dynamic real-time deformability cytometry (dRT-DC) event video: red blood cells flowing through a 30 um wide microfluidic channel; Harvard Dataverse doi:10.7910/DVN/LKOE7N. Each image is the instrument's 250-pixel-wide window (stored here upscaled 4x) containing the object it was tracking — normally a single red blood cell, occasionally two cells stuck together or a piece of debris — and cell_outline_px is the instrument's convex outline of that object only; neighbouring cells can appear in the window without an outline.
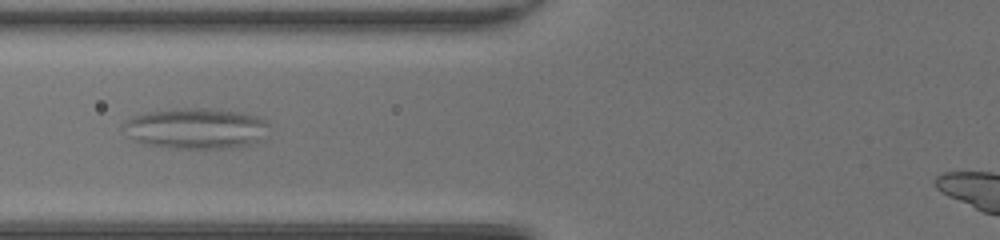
{"species": "common noctule bat (a hibernating species)", "species_latin": "Nyctalus noctula", "temperature_condition": "room temperature", "stored_images_in_passage": 39, "camera_frame_rate_fps": 3000, "um_per_image_px": 0.085, "animal": {"sex": "female", "body_mass_g": 20.0, "forearm_length_mm": 54.0}, "frame": {"image": 1, "passage_image": 15, "time_ms": 4.667, "image_size_px": [1000, 240], "cell_outline_px": [[268, 124], [264, 140], [260, 144], [228, 148], [168, 148], [144, 144], [136, 140], [120, 128], [132, 116], [144, 112], [184, 108], [212, 108], [244, 112], [260, 116], [268, 120]], "centroid_in_image_um": [16.74, 10.91], "position_along_channel_um": 109.1, "area_um2": 35.32}}
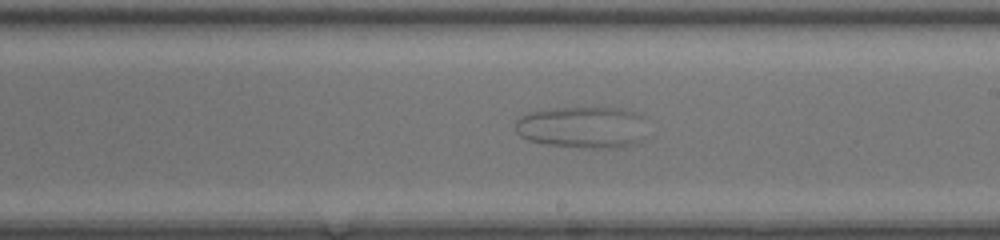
{"frame": {"image": 2, "passage_image": 25, "time_ms": 8.0, "image_size_px": [1000, 240], "cell_outline_px": [[640, 140], [632, 144], [616, 148], [584, 148], [548, 144], [528, 140], [520, 136], [516, 132], [516, 120], [520, 116], [528, 112], [552, 108], [620, 108], [632, 112], [640, 116]], "centroid_in_image_um": [49.38, 10.82], "position_along_channel_um": 239.6, "area_um2": 31.39}}
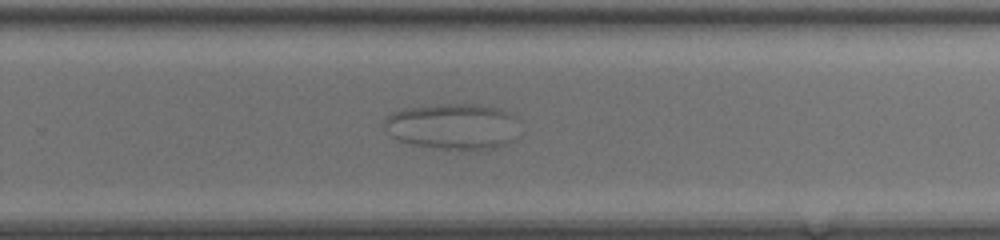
{"frame": {"image": 3, "passage_image": 29, "time_ms": 9.333, "image_size_px": [1000, 240], "cell_outline_px": [[516, 140], [508, 144], [496, 148], [440, 148], [416, 144], [400, 140], [392, 136], [384, 128], [384, 120], [392, 112], [400, 108], [436, 104], [480, 104], [500, 108], [516, 116]], "centroid_in_image_um": [38.51, 10.7], "position_along_channel_um": 291.3, "area_um2": 36.13}}